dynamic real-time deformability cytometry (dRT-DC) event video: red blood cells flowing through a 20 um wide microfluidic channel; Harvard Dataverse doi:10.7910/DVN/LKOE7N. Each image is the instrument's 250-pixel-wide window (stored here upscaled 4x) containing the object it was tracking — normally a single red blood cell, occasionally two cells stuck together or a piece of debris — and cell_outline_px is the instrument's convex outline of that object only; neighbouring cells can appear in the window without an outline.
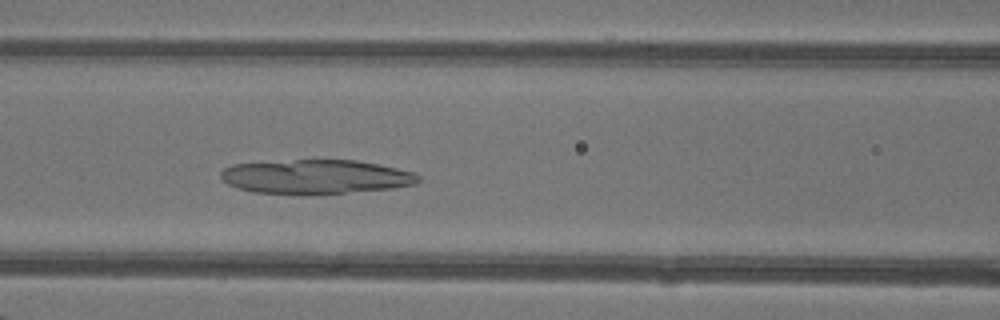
{"species": "common noctule bat (a hibernating species)", "species_latin": "Nyctalus noctula", "temperature_condition": "warm", "stored_images_in_passage": 37, "camera_frame_rate_fps": 3000, "um_per_image_px": 0.085, "animal": {"sex": "female"}, "frame": {"image": 1, "passage_image": 15, "time_ms": 4.667, "image_size_px": [1000, 320], "cell_outline_px": [[420, 180], [416, 184], [392, 188], [344, 192], [256, 192], [236, 188], [228, 184], [220, 176], [220, 172], [224, 168], [232, 164], [296, 160], [356, 160], [396, 168], [412, 172], [420, 176]], "centroid_in_image_um": [26.84, 14.99], "position_along_channel_um": 139.8, "area_um2": 38.21}}
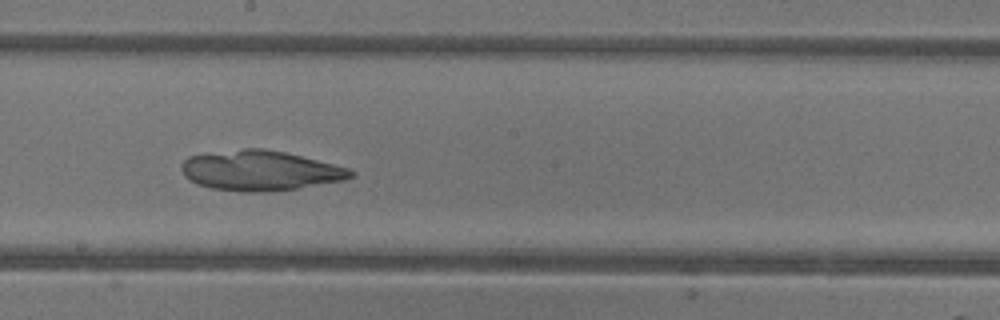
{"frame": {"image": 2, "passage_image": 21, "time_ms": 6.667, "image_size_px": [1000, 320], "cell_outline_px": [[356, 172], [352, 176], [344, 180], [296, 188], [260, 192], [244, 192], [212, 188], [196, 184], [184, 176], [180, 168], [180, 164], [188, 156], [244, 148], [264, 148], [284, 152], [352, 168]], "centroid_in_image_um": [22.1, 14.49], "position_along_channel_um": 226.1, "area_um2": 39.42}}
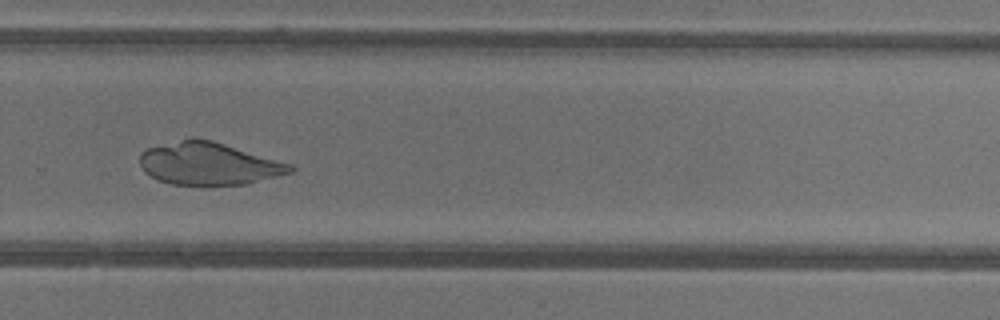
{"frame": {"image": 3, "passage_image": 27, "time_ms": 8.667, "image_size_px": [1000, 320], "cell_outline_px": [[296, 168], [292, 172], [248, 184], [208, 188], [200, 188], [172, 184], [160, 180], [144, 172], [140, 164], [140, 156], [148, 148], [192, 136], [212, 140], [292, 164]], "centroid_in_image_um": [17.76, 13.95], "position_along_channel_um": 312.0, "area_um2": 38.21}}